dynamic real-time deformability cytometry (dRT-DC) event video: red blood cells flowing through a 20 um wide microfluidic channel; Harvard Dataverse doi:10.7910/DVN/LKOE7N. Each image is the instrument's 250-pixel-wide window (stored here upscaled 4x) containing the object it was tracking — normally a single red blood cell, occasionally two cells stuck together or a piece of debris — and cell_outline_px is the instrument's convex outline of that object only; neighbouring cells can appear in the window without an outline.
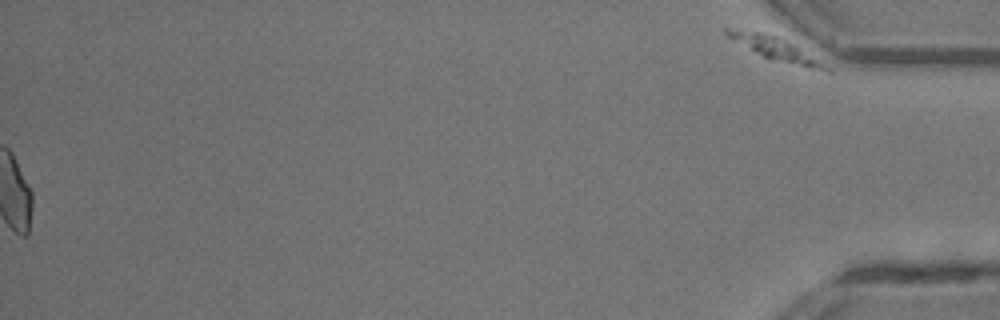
{"species": "common noctule bat (a hibernating species)", "species_latin": "Nyctalus noctula", "temperature_condition": "room temperature", "stored_images_in_passage": 47, "segment_of_instrument_passage": [2, 2], "camera_frame_rate_fps": 3000, "um_per_image_px": 0.085, "animal": {"sex": "male", "body_mass_g": 13.3}, "frame": {"image": 1, "passage_image": 47, "time_ms": 15.333, "image_size_px": [1000, 320], "cell_outline_px": [[832, 72], [828, 72], [768, 60], [732, 40], [724, 32], [724, 28], [728, 28], [764, 32], [776, 36], [792, 44], [820, 60], [832, 68]], "centroid_in_image_um": [65.93, 4.17], "position_along_channel_um": 369.3, "area_um2": 13.53}}